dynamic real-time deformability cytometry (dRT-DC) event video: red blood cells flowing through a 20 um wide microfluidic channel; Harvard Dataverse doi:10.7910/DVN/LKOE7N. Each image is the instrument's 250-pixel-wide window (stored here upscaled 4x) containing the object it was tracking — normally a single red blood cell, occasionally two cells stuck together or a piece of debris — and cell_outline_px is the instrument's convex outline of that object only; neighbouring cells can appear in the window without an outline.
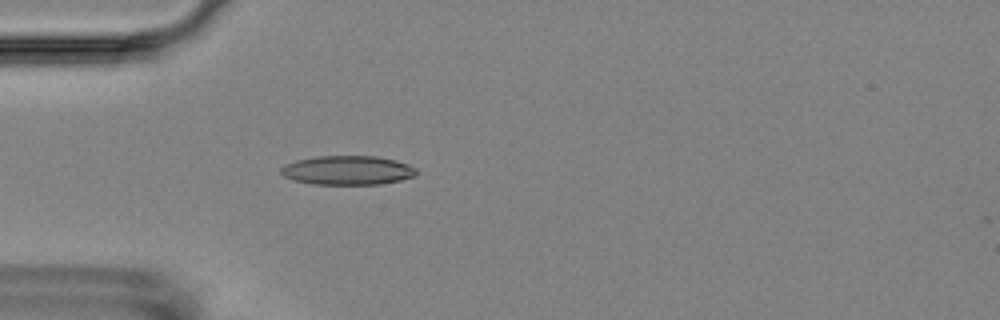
{"species": "Egyptian fruit bat (a non-hibernating species)", "species_latin": "Rousettus aegyptiacus", "temperature_condition": "room temperature", "stored_images_in_passage": 3, "camera_frame_rate_fps": 3000, "um_per_image_px": 0.085, "animal": {"sex": "female"}, "frame": {"image": 1, "passage_image": 3, "time_ms": 4.333, "image_size_px": [1000, 320], "cell_outline_px": [[416, 176], [400, 180], [380, 184], [312, 184], [292, 180], [284, 176], [280, 172], [280, 168], [284, 164], [296, 160], [316, 156], [376, 156], [396, 160], [408, 164], [416, 168]], "centroid_in_image_um": [29.52, 14.47], "position_along_channel_um": 55.5, "area_um2": 23.12}}